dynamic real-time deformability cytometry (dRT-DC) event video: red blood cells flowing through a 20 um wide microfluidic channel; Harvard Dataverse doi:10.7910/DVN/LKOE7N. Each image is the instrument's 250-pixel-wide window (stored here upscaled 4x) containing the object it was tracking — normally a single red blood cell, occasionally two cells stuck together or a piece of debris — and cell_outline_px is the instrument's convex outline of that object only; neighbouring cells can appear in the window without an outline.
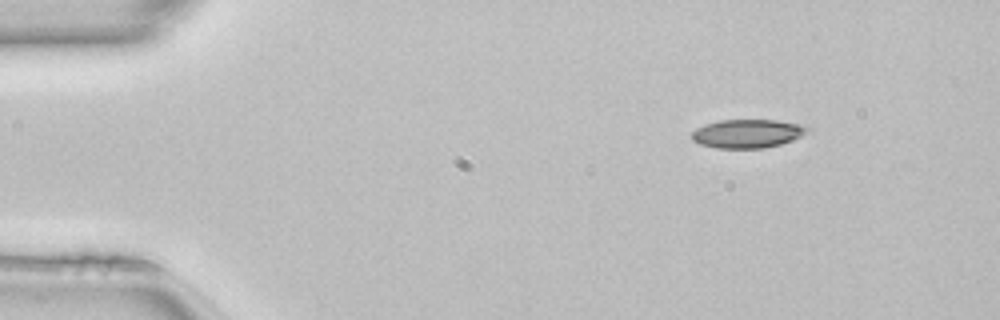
{"species": "common noctule bat (a hibernating species)", "species_latin": "Nyctalus noctula", "temperature_condition": "room temperature", "stored_images_in_passage": 44, "camera_frame_rate_fps": 3000, "um_per_image_px": 0.085, "animal": {"sex": "female", "body_mass_g": 22.7, "forearm_length_mm": 54.2}, "frame": {"image": 1, "passage_image": 1, "time_ms": 0.0, "image_size_px": [1000, 320], "cell_outline_px": [[808, 132], [792, 140], [780, 144], [764, 148], [716, 148], [700, 144], [692, 140], [692, 132], [696, 128], [704, 124], [720, 120], [776, 120], [800, 124], [808, 128]], "centroid_in_image_um": [63.5, 11.35], "position_along_channel_um": 21.5, "area_um2": 19.19}}
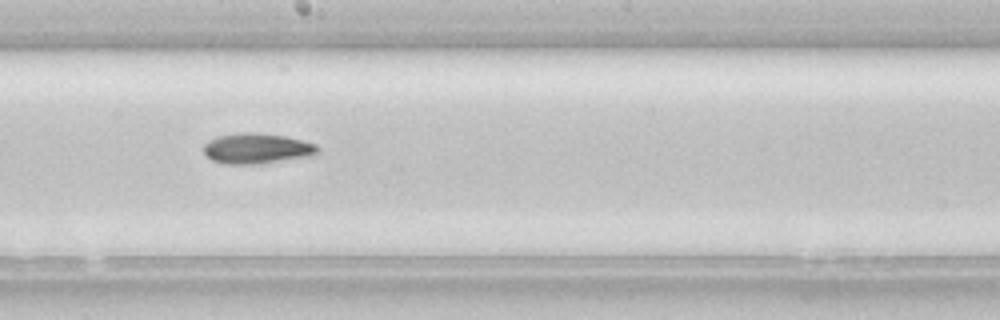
{"frame": {"image": 2, "passage_image": 22, "time_ms": 7.0, "image_size_px": [1000, 320], "cell_outline_px": [[320, 148], [312, 156], [264, 164], [224, 164], [212, 160], [204, 152], [204, 144], [208, 140], [216, 136], [244, 132], [252, 132], [284, 136], [316, 144]], "centroid_in_image_um": [21.83, 12.63], "position_along_channel_um": 226.4, "area_um2": 20.35}}
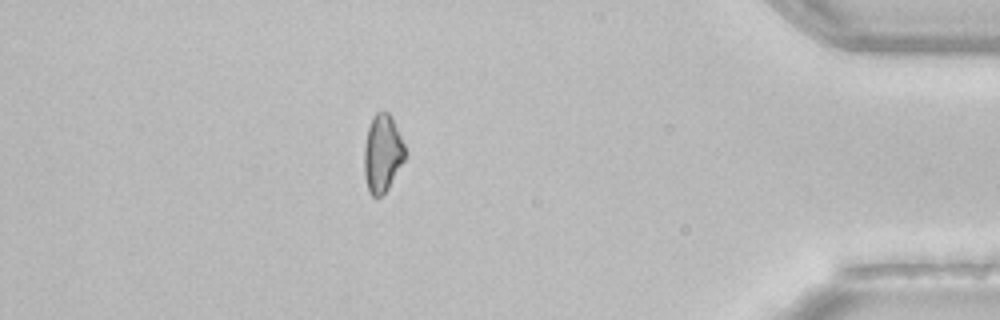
{"frame": {"image": 3, "passage_image": 38, "time_ms": 12.333, "image_size_px": [1000, 320], "cell_outline_px": [[404, 160], [388, 188], [380, 196], [372, 196], [368, 192], [364, 176], [364, 144], [368, 128], [372, 116], [376, 112], [388, 112], [392, 116], [404, 144]], "centroid_in_image_um": [32.48, 13.02], "position_along_channel_um": 402.7, "area_um2": 18.44}}